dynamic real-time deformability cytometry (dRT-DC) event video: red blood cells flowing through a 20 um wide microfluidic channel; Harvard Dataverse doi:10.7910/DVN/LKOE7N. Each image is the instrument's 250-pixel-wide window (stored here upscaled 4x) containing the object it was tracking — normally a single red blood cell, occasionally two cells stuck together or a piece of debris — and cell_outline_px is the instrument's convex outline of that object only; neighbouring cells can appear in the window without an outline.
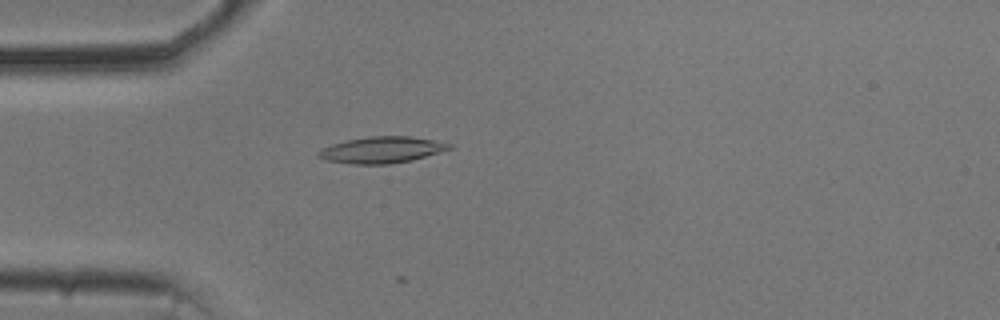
{"species": "common noctule bat (a hibernating species)", "species_latin": "Nyctalus noctula", "temperature_condition": "cold", "stored_images_in_passage": 26, "camera_frame_rate_fps": 3000, "um_per_image_px": 0.085, "animal": {"sex": "male", "body_mass_g": 20.5, "forearm_length_mm": 52.5}, "frame": {"image": 1, "passage_image": 15, "time_ms": 4.667, "image_size_px": [1000, 320], "cell_outline_px": [[452, 148], [412, 160], [388, 164], [352, 164], [324, 160], [316, 156], [316, 152], [320, 148], [332, 144], [348, 140], [368, 136], [412, 136], [452, 144]], "centroid_in_image_um": [32.38, 12.74], "position_along_channel_um": 52.6, "area_um2": 20.11}}
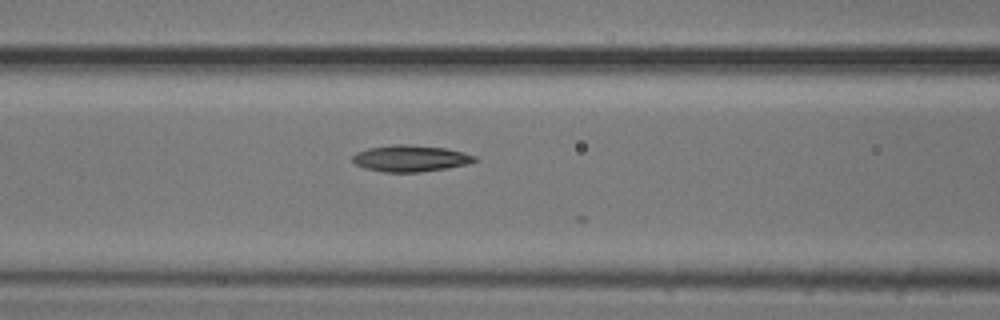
{"frame": {"image": 2, "passage_image": 22, "time_ms": 7.0, "image_size_px": [1000, 320], "cell_outline_px": [[480, 160], [468, 164], [448, 168], [420, 172], [384, 172], [364, 168], [356, 164], [352, 160], [352, 156], [356, 152], [368, 148], [392, 144], [408, 144], [448, 148], [464, 152], [476, 156]], "centroid_in_image_um": [34.93, 13.46], "position_along_channel_um": 131.7, "area_um2": 19.13}}
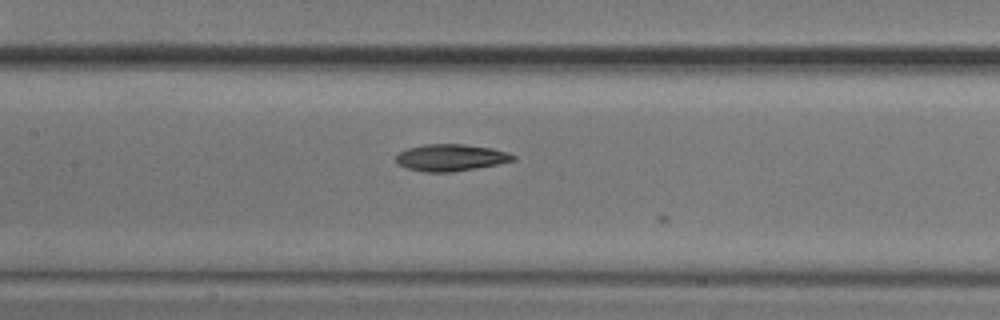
{"frame": {"image": 3, "passage_image": 25, "time_ms": 8.0, "image_size_px": [1000, 320], "cell_outline_px": [[516, 160], [476, 168], [452, 172], [424, 172], [404, 168], [396, 160], [396, 156], [400, 152], [408, 148], [424, 144], [464, 144], [492, 148], [508, 152], [516, 156]], "centroid_in_image_um": [38.32, 13.39], "position_along_channel_um": 169.1, "area_um2": 18.32}}